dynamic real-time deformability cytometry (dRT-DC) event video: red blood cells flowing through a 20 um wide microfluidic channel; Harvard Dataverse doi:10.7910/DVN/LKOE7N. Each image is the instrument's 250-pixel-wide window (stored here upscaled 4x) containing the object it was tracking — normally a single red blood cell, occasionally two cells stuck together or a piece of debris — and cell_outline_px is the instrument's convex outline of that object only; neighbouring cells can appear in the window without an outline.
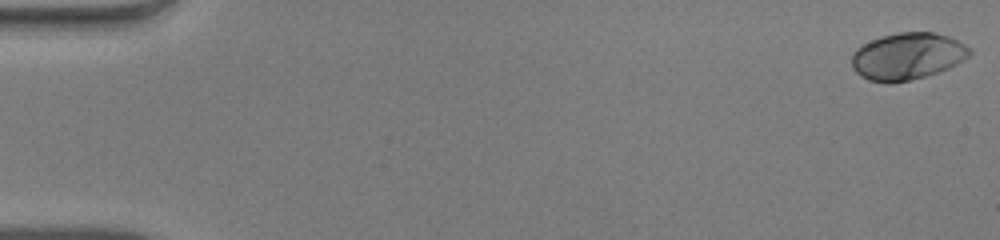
{"species": "human", "species_latin": "Homo sapiens", "temperature_condition": "warm", "stored_images_in_passage": 10, "camera_frame_rate_fps": 3000, "um_per_image_px": 0.085, "donor": {"sex": "male"}, "frame": {"image": 1, "passage_image": 1, "time_ms": 0.0, "image_size_px": [1000, 240], "cell_outline_px": [[972, 52], [964, 60], [948, 68], [912, 80], [868, 80], [860, 76], [852, 68], [852, 52], [856, 48], [880, 36], [900, 32], [932, 32], [948, 36], [972, 48]], "centroid_in_image_um": [77.14, 4.75], "position_along_channel_um": 7.9, "area_um2": 31.73}}